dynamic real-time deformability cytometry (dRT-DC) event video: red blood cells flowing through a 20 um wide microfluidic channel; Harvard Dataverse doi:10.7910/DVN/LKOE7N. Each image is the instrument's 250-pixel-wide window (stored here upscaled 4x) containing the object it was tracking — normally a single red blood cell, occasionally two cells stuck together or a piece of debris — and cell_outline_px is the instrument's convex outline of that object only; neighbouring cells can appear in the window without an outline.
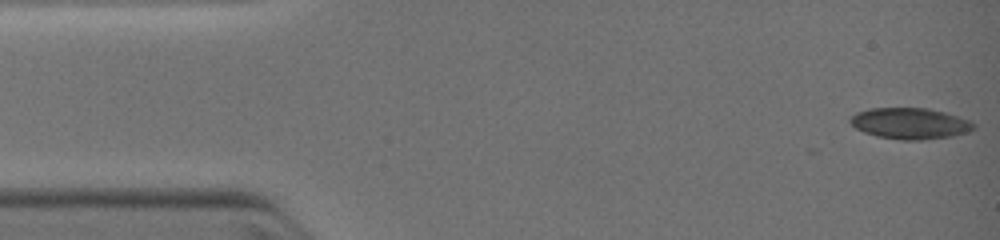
{"species": "common noctule bat (a hibernating species)", "species_latin": "Nyctalus noctula", "temperature_condition": "warm", "stored_images_in_passage": 10, "camera_frame_rate_fps": 3000, "um_per_image_px": 0.085, "animal": {"sex": "female", "body_mass_g": 19.0, "forearm_length_mm": 51.5}, "frame": {"image": 1, "passage_image": 1, "time_ms": 0.0, "image_size_px": [1000, 240], "cell_outline_px": [[976, 128], [968, 132], [952, 136], [920, 140], [900, 140], [876, 136], [864, 132], [856, 128], [848, 120], [856, 112], [868, 108], [928, 108], [944, 112], [968, 120], [976, 124]], "centroid_in_image_um": [77.35, 10.49], "position_along_channel_um": 7.7, "area_um2": 22.43}}
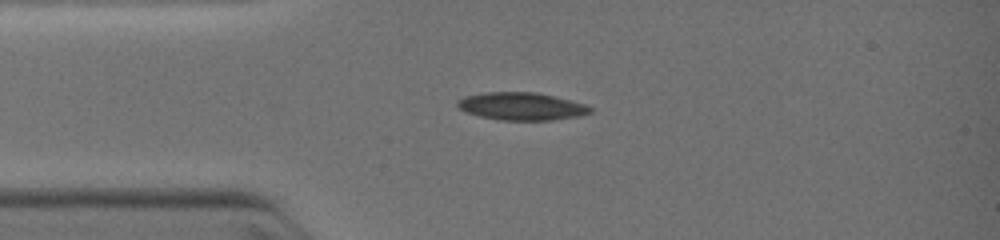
{"frame": {"image": 2, "passage_image": 7, "time_ms": 2.667, "image_size_px": [1000, 240], "cell_outline_px": [[592, 112], [580, 116], [552, 120], [500, 120], [480, 116], [464, 112], [456, 104], [456, 100], [464, 96], [484, 92], [536, 92], [556, 96], [584, 104], [592, 108]], "centroid_in_image_um": [44.31, 9.03], "position_along_channel_um": 40.7, "area_um2": 21.56}}
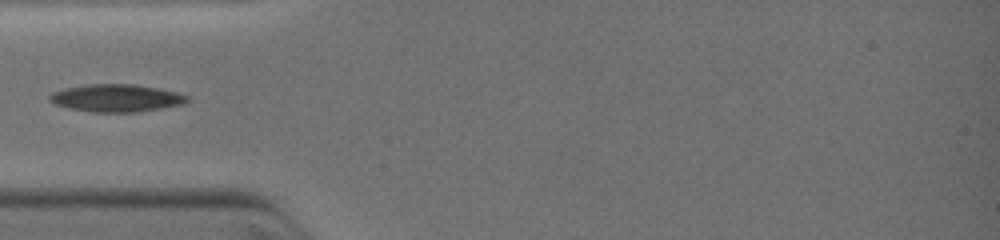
{"frame": {"image": 3, "passage_image": 9, "time_ms": 3.667, "image_size_px": [1000, 240], "cell_outline_px": [[188, 100], [184, 104], [136, 112], [92, 112], [68, 108], [56, 104], [48, 100], [48, 96], [52, 92], [64, 88], [88, 84], [132, 84], [156, 88], [176, 92], [188, 96]], "centroid_in_image_um": [9.84, 8.33], "position_along_channel_um": 75.2, "area_um2": 21.96}}